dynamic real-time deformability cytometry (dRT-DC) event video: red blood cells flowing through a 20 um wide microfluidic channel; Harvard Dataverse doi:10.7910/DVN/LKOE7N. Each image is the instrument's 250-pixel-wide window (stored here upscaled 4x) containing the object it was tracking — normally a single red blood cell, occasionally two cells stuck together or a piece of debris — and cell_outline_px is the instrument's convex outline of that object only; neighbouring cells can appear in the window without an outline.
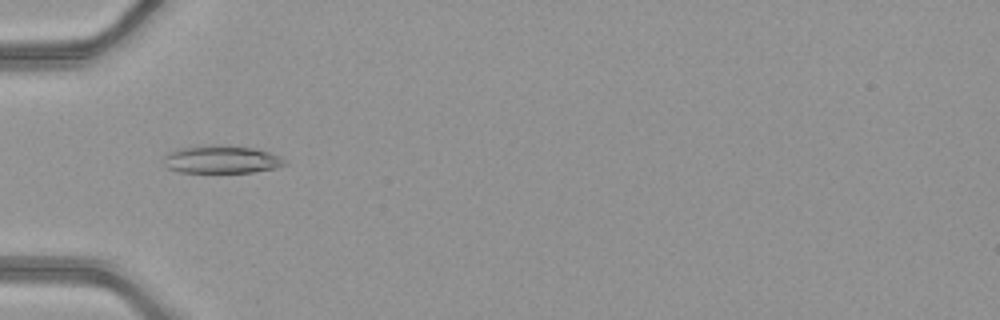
{"species": "common noctule bat (a hibernating species)", "species_latin": "Nyctalus noctula", "temperature_condition": "warm", "stored_images_in_passage": 49, "camera_frame_rate_fps": 3000, "um_per_image_px": 0.085, "animal": {"sex": "female", "body_mass_g": 21.9}, "frame": {"image": 1, "passage_image": 17, "time_ms": 5.333, "image_size_px": [1000, 320], "cell_outline_px": [[288, 164], [276, 168], [252, 172], [180, 172], [168, 168], [164, 156], [168, 152], [176, 148], [208, 144], [216, 144], [256, 148], [280, 156], [288, 160]], "centroid_in_image_um": [18.87, 13.53], "position_along_channel_um": 66.1, "area_um2": 19.88}}
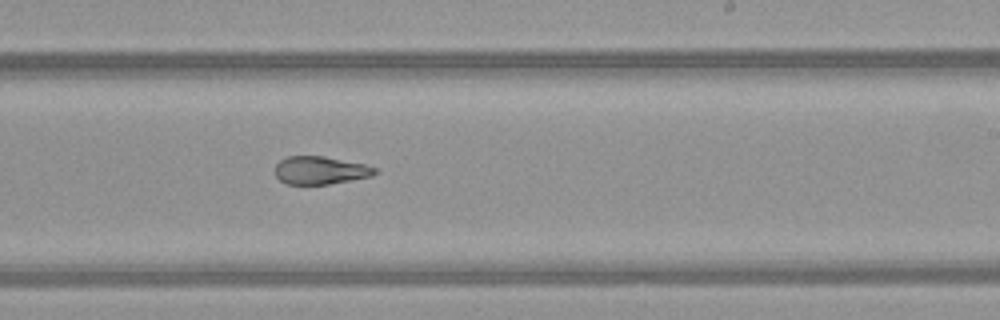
{"frame": {"image": 2, "passage_image": 31, "time_ms": 10.0, "image_size_px": [1000, 320], "cell_outline_px": [[380, 168], [372, 176], [328, 184], [288, 184], [280, 180], [276, 176], [276, 164], [280, 160], [288, 156], [324, 156], [364, 164]], "centroid_in_image_um": [27.25, 14.47], "position_along_channel_um": 261.8, "area_um2": 16.18}}
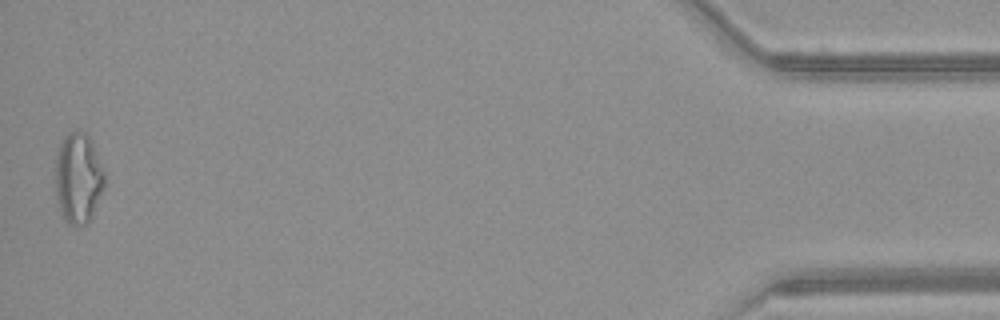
{"frame": {"image": 3, "passage_image": 49, "time_ms": 16.0, "image_size_px": [1000, 320], "cell_outline_px": [[104, 188], [92, 216], [88, 224], [68, 224], [64, 220], [56, 200], [56, 152], [64, 136], [68, 132], [76, 128], [88, 132], [92, 140], [104, 172]], "centroid_in_image_um": [6.65, 15.08], "position_along_channel_um": 428.6, "area_um2": 26.36}, "authors_computed_cell_mechanics": {"area_um2": 19.8832, "velocity_mm_per_s": 4.2259, "shape_relaxation_time_tau1_ms": null, "shape_relaxation_time_tau2_ms": 1.4976, "deformation_change_tau1": null, "deformation_change_tau2": 0.0831}}